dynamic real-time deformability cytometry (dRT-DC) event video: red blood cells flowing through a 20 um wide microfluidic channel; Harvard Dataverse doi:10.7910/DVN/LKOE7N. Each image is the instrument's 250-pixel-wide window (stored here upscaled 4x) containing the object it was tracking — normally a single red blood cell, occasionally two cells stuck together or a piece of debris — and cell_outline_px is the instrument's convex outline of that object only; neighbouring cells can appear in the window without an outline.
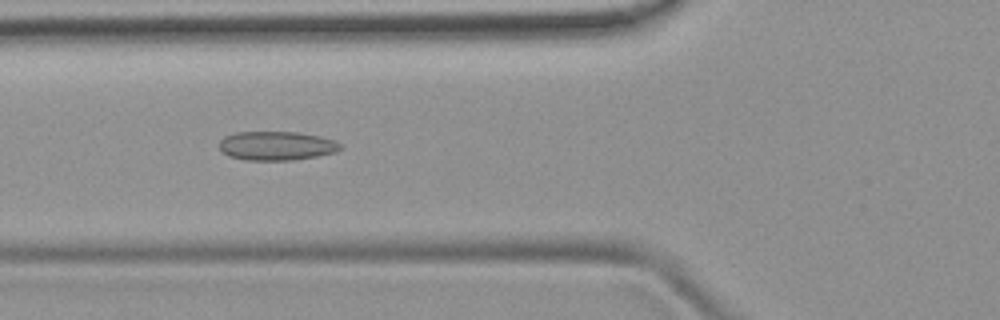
{"species": "common noctule bat (a hibernating species)", "species_latin": "Nyctalus noctula", "temperature_condition": "room temperature", "stored_images_in_passage": 45, "camera_frame_rate_fps": 3000, "um_per_image_px": 0.085, "animal": {"sex": "female", "body_mass_g": 19.9}, "frame": {"image": 1, "passage_image": 18, "time_ms": 5.667, "image_size_px": [1000, 320], "cell_outline_px": [[340, 148], [336, 152], [316, 156], [292, 160], [244, 160], [228, 156], [220, 148], [220, 140], [224, 136], [236, 132], [296, 132], [320, 136], [332, 140], [340, 144]], "centroid_in_image_um": [23.47, 12.39], "position_along_channel_um": 102.3, "area_um2": 20.29}}
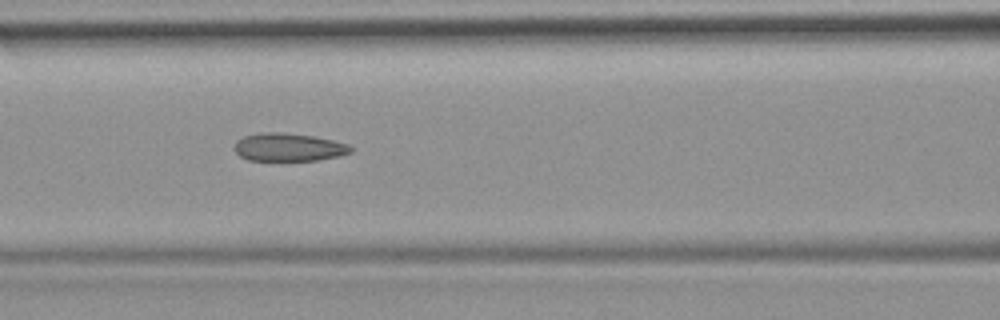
{"frame": {"image": 2, "passage_image": 21, "time_ms": 6.667, "image_size_px": [1000, 320], "cell_outline_px": [[352, 152], [340, 156], [316, 160], [248, 160], [240, 156], [232, 148], [236, 140], [244, 136], [268, 132], [280, 132], [312, 136], [332, 140], [348, 144], [352, 148]], "centroid_in_image_um": [24.51, 12.51], "position_along_channel_um": 142.1, "area_um2": 18.9}}
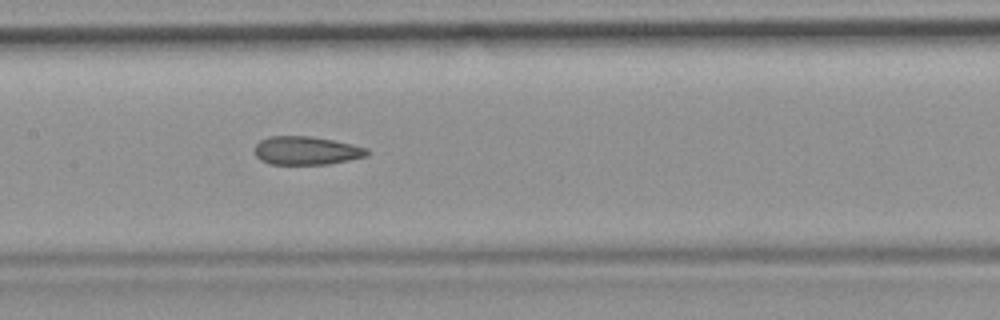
{"frame": {"image": 3, "passage_image": 24, "time_ms": 7.667, "image_size_px": [1000, 320], "cell_outline_px": [[368, 156], [328, 164], [272, 164], [260, 160], [256, 156], [256, 144], [260, 140], [268, 136], [308, 136], [332, 140], [352, 144], [368, 148]], "centroid_in_image_um": [26.04, 12.8], "position_along_channel_um": 181.4, "area_um2": 18.5}, "authors_computed_cell_mechanics": {"area_um2": 19.363, "velocity_mm_per_s": 3.9441, "shape_relaxation_time_tau1_ms": null, "shape_relaxation_time_tau2_ms": 2.8641, "deformation_change_tau1": null, "deformation_change_tau2": 0.1098}}